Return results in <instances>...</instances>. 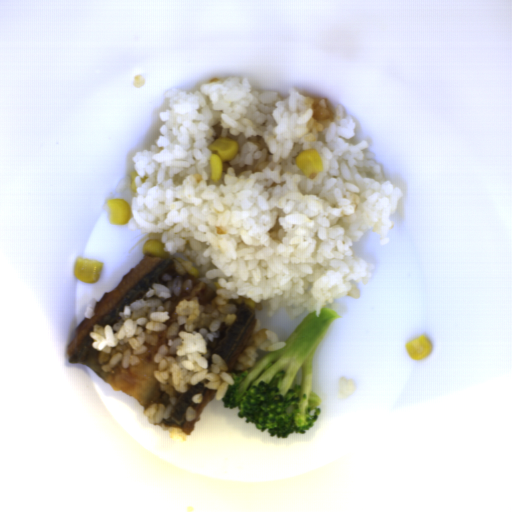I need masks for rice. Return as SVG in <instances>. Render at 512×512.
Here are the masks:
<instances>
[{
	"mask_svg": "<svg viewBox=\"0 0 512 512\" xmlns=\"http://www.w3.org/2000/svg\"><path fill=\"white\" fill-rule=\"evenodd\" d=\"M202 400H203V395L201 393H196L191 398V402H193L194 404H201Z\"/></svg>",
	"mask_w": 512,
	"mask_h": 512,
	"instance_id": "obj_5",
	"label": "rice"
},
{
	"mask_svg": "<svg viewBox=\"0 0 512 512\" xmlns=\"http://www.w3.org/2000/svg\"><path fill=\"white\" fill-rule=\"evenodd\" d=\"M286 346L285 342H279V336L272 331L261 328L259 319L256 321L255 329L243 348L242 353L236 359L233 369L245 371L256 364L258 357L257 349L261 351H278Z\"/></svg>",
	"mask_w": 512,
	"mask_h": 512,
	"instance_id": "obj_2",
	"label": "rice"
},
{
	"mask_svg": "<svg viewBox=\"0 0 512 512\" xmlns=\"http://www.w3.org/2000/svg\"><path fill=\"white\" fill-rule=\"evenodd\" d=\"M185 418L186 420H193L196 419V408H193L190 404L187 405L186 412H185Z\"/></svg>",
	"mask_w": 512,
	"mask_h": 512,
	"instance_id": "obj_4",
	"label": "rice"
},
{
	"mask_svg": "<svg viewBox=\"0 0 512 512\" xmlns=\"http://www.w3.org/2000/svg\"><path fill=\"white\" fill-rule=\"evenodd\" d=\"M160 429L161 431H168L169 439H174L175 441L178 442H185L187 440L186 433L180 428L168 427L162 423Z\"/></svg>",
	"mask_w": 512,
	"mask_h": 512,
	"instance_id": "obj_3",
	"label": "rice"
},
{
	"mask_svg": "<svg viewBox=\"0 0 512 512\" xmlns=\"http://www.w3.org/2000/svg\"><path fill=\"white\" fill-rule=\"evenodd\" d=\"M164 95L161 135L132 160L137 196L127 223L135 232L160 233L167 254L189 259L174 263L179 276L163 275L125 305L115 325L95 323L89 332L105 372L138 366L145 344L166 338L154 373L169 404L144 409L153 424L170 419L188 384L208 379L215 400L234 385L225 360L208 350L222 322L231 328L237 319L236 305L224 299H252L267 306V316L285 309L291 320L305 308L320 317L335 298L357 299L352 281L365 285L375 266L350 246L369 230L380 235L379 245L389 243L391 216L404 196L368 142L340 138L355 136L356 126L341 103L331 121L327 99L291 86L284 98L258 92L248 77L214 78L198 92L170 87ZM219 137L234 138L237 152L216 182L208 146ZM308 149L322 160L312 179L296 162ZM193 267L199 279L188 273ZM207 287L215 297L201 304Z\"/></svg>",
	"mask_w": 512,
	"mask_h": 512,
	"instance_id": "obj_1",
	"label": "rice"
}]
</instances>
